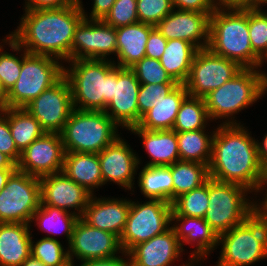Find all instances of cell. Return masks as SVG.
Listing matches in <instances>:
<instances>
[{"instance_id":"6da1fadb","label":"cell","mask_w":267,"mask_h":266,"mask_svg":"<svg viewBox=\"0 0 267 266\" xmlns=\"http://www.w3.org/2000/svg\"><path fill=\"white\" fill-rule=\"evenodd\" d=\"M209 178L235 183L251 192L264 190L265 169L260 164L257 139L243 125H220L214 131Z\"/></svg>"},{"instance_id":"7a4b0ae2","label":"cell","mask_w":267,"mask_h":266,"mask_svg":"<svg viewBox=\"0 0 267 266\" xmlns=\"http://www.w3.org/2000/svg\"><path fill=\"white\" fill-rule=\"evenodd\" d=\"M82 1L63 8L25 10L20 25L8 35L29 54L70 61L76 27L84 18Z\"/></svg>"},{"instance_id":"3957f363","label":"cell","mask_w":267,"mask_h":266,"mask_svg":"<svg viewBox=\"0 0 267 266\" xmlns=\"http://www.w3.org/2000/svg\"><path fill=\"white\" fill-rule=\"evenodd\" d=\"M64 68L72 92L73 108L84 111H104L114 97L116 62L97 59L67 61Z\"/></svg>"},{"instance_id":"277c9868","label":"cell","mask_w":267,"mask_h":266,"mask_svg":"<svg viewBox=\"0 0 267 266\" xmlns=\"http://www.w3.org/2000/svg\"><path fill=\"white\" fill-rule=\"evenodd\" d=\"M208 48L237 62L242 68L259 69L263 61L253 52L248 30V9L216 7L210 15Z\"/></svg>"},{"instance_id":"5b68a950","label":"cell","mask_w":267,"mask_h":266,"mask_svg":"<svg viewBox=\"0 0 267 266\" xmlns=\"http://www.w3.org/2000/svg\"><path fill=\"white\" fill-rule=\"evenodd\" d=\"M266 91L267 74L260 69L243 68L231 80L204 97L210 120L226 118L222 125H241L233 115L253 105Z\"/></svg>"},{"instance_id":"8992f818","label":"cell","mask_w":267,"mask_h":266,"mask_svg":"<svg viewBox=\"0 0 267 266\" xmlns=\"http://www.w3.org/2000/svg\"><path fill=\"white\" fill-rule=\"evenodd\" d=\"M12 51L23 50L22 66L18 80L6 93L4 107L25 108L44 90L52 87L64 76V66L59 59L47 55L29 54L10 36L2 40Z\"/></svg>"},{"instance_id":"52a82bcc","label":"cell","mask_w":267,"mask_h":266,"mask_svg":"<svg viewBox=\"0 0 267 266\" xmlns=\"http://www.w3.org/2000/svg\"><path fill=\"white\" fill-rule=\"evenodd\" d=\"M222 244L215 266H249L267 258V222L256 210L245 221L219 235Z\"/></svg>"},{"instance_id":"ba28073f","label":"cell","mask_w":267,"mask_h":266,"mask_svg":"<svg viewBox=\"0 0 267 266\" xmlns=\"http://www.w3.org/2000/svg\"><path fill=\"white\" fill-rule=\"evenodd\" d=\"M117 127L104 111L73 109L60 132L65 152L98 154L120 137Z\"/></svg>"},{"instance_id":"9c48e42d","label":"cell","mask_w":267,"mask_h":266,"mask_svg":"<svg viewBox=\"0 0 267 266\" xmlns=\"http://www.w3.org/2000/svg\"><path fill=\"white\" fill-rule=\"evenodd\" d=\"M247 192L251 193L239 184L208 179L209 205L204 220L218 236L241 224L257 210L258 201L249 200Z\"/></svg>"},{"instance_id":"30bf717a","label":"cell","mask_w":267,"mask_h":266,"mask_svg":"<svg viewBox=\"0 0 267 266\" xmlns=\"http://www.w3.org/2000/svg\"><path fill=\"white\" fill-rule=\"evenodd\" d=\"M172 204L162 200L134 202L131 200L125 229L120 237L122 250L128 253L134 246L164 233L172 225Z\"/></svg>"},{"instance_id":"8fae6325","label":"cell","mask_w":267,"mask_h":266,"mask_svg":"<svg viewBox=\"0 0 267 266\" xmlns=\"http://www.w3.org/2000/svg\"><path fill=\"white\" fill-rule=\"evenodd\" d=\"M40 203L39 178L16 169L0 191V223L31 224Z\"/></svg>"},{"instance_id":"7c38bea8","label":"cell","mask_w":267,"mask_h":266,"mask_svg":"<svg viewBox=\"0 0 267 266\" xmlns=\"http://www.w3.org/2000/svg\"><path fill=\"white\" fill-rule=\"evenodd\" d=\"M242 69L237 62L221 57L209 48H203L196 52L184 86L189 96L204 98Z\"/></svg>"},{"instance_id":"4fadbf2b","label":"cell","mask_w":267,"mask_h":266,"mask_svg":"<svg viewBox=\"0 0 267 266\" xmlns=\"http://www.w3.org/2000/svg\"><path fill=\"white\" fill-rule=\"evenodd\" d=\"M25 109L35 117L48 133H60L73 108L70 84L63 76L52 87L44 90Z\"/></svg>"},{"instance_id":"5bb4252c","label":"cell","mask_w":267,"mask_h":266,"mask_svg":"<svg viewBox=\"0 0 267 266\" xmlns=\"http://www.w3.org/2000/svg\"><path fill=\"white\" fill-rule=\"evenodd\" d=\"M117 53L116 28L103 20L83 18L75 29L70 61L79 59L106 60Z\"/></svg>"},{"instance_id":"9a60e30c","label":"cell","mask_w":267,"mask_h":266,"mask_svg":"<svg viewBox=\"0 0 267 266\" xmlns=\"http://www.w3.org/2000/svg\"><path fill=\"white\" fill-rule=\"evenodd\" d=\"M67 250L72 264H75L74 256L81 262L91 259L111 258L119 253L128 257V253L122 250L118 236L90 226L81 217L74 226Z\"/></svg>"},{"instance_id":"2e32d148","label":"cell","mask_w":267,"mask_h":266,"mask_svg":"<svg viewBox=\"0 0 267 266\" xmlns=\"http://www.w3.org/2000/svg\"><path fill=\"white\" fill-rule=\"evenodd\" d=\"M64 158L65 149L60 133L46 132L21 152L17 169L41 178L61 172Z\"/></svg>"},{"instance_id":"e0dca14e","label":"cell","mask_w":267,"mask_h":266,"mask_svg":"<svg viewBox=\"0 0 267 266\" xmlns=\"http://www.w3.org/2000/svg\"><path fill=\"white\" fill-rule=\"evenodd\" d=\"M140 82L131 68H114V97L104 112L118 125L129 130L139 123L137 97Z\"/></svg>"},{"instance_id":"ac0fdd59","label":"cell","mask_w":267,"mask_h":266,"mask_svg":"<svg viewBox=\"0 0 267 266\" xmlns=\"http://www.w3.org/2000/svg\"><path fill=\"white\" fill-rule=\"evenodd\" d=\"M211 14L173 9L155 27L167 40H184L200 50L208 48Z\"/></svg>"},{"instance_id":"d6986e66","label":"cell","mask_w":267,"mask_h":266,"mask_svg":"<svg viewBox=\"0 0 267 266\" xmlns=\"http://www.w3.org/2000/svg\"><path fill=\"white\" fill-rule=\"evenodd\" d=\"M41 205H49L82 217L92 194L63 171L39 178ZM70 209V210H69ZM78 211V212H77Z\"/></svg>"},{"instance_id":"ffe728a7","label":"cell","mask_w":267,"mask_h":266,"mask_svg":"<svg viewBox=\"0 0 267 266\" xmlns=\"http://www.w3.org/2000/svg\"><path fill=\"white\" fill-rule=\"evenodd\" d=\"M103 185L113 182L124 189H133L135 172L140 165L139 156L126 141L118 137L98 153Z\"/></svg>"},{"instance_id":"44dd1931","label":"cell","mask_w":267,"mask_h":266,"mask_svg":"<svg viewBox=\"0 0 267 266\" xmlns=\"http://www.w3.org/2000/svg\"><path fill=\"white\" fill-rule=\"evenodd\" d=\"M183 252L174 229L170 226L164 233L159 234L134 246L127 259L129 266H173Z\"/></svg>"},{"instance_id":"7402d4cb","label":"cell","mask_w":267,"mask_h":266,"mask_svg":"<svg viewBox=\"0 0 267 266\" xmlns=\"http://www.w3.org/2000/svg\"><path fill=\"white\" fill-rule=\"evenodd\" d=\"M94 196L90 198L81 218L90 226L120 238L126 226L131 200Z\"/></svg>"},{"instance_id":"603a6c76","label":"cell","mask_w":267,"mask_h":266,"mask_svg":"<svg viewBox=\"0 0 267 266\" xmlns=\"http://www.w3.org/2000/svg\"><path fill=\"white\" fill-rule=\"evenodd\" d=\"M171 221H173L172 223L175 221V224L177 223L176 225L173 224L171 227L174 229L183 251V245L185 243L191 245L192 243H194L193 245L196 243V249L191 253L196 255L208 256L212 250L217 249L215 247L219 245V236L204 220V218L171 216Z\"/></svg>"},{"instance_id":"cb8c5ba5","label":"cell","mask_w":267,"mask_h":266,"mask_svg":"<svg viewBox=\"0 0 267 266\" xmlns=\"http://www.w3.org/2000/svg\"><path fill=\"white\" fill-rule=\"evenodd\" d=\"M30 226L0 223V266H20L31 255Z\"/></svg>"},{"instance_id":"d4e9b609","label":"cell","mask_w":267,"mask_h":266,"mask_svg":"<svg viewBox=\"0 0 267 266\" xmlns=\"http://www.w3.org/2000/svg\"><path fill=\"white\" fill-rule=\"evenodd\" d=\"M142 138L151 160L146 166H169L179 161L177 132L174 130H146L138 126L129 129Z\"/></svg>"},{"instance_id":"484cf974","label":"cell","mask_w":267,"mask_h":266,"mask_svg":"<svg viewBox=\"0 0 267 266\" xmlns=\"http://www.w3.org/2000/svg\"><path fill=\"white\" fill-rule=\"evenodd\" d=\"M155 26L137 22L116 28L118 67L131 68L145 57L146 43Z\"/></svg>"},{"instance_id":"4316f807","label":"cell","mask_w":267,"mask_h":266,"mask_svg":"<svg viewBox=\"0 0 267 266\" xmlns=\"http://www.w3.org/2000/svg\"><path fill=\"white\" fill-rule=\"evenodd\" d=\"M62 171L92 195L95 188L103 185L97 153L65 152Z\"/></svg>"},{"instance_id":"83f0119b","label":"cell","mask_w":267,"mask_h":266,"mask_svg":"<svg viewBox=\"0 0 267 266\" xmlns=\"http://www.w3.org/2000/svg\"><path fill=\"white\" fill-rule=\"evenodd\" d=\"M188 96L184 84H179L163 100L147 111L138 123L146 130H172L181 103Z\"/></svg>"},{"instance_id":"f1b7e54d","label":"cell","mask_w":267,"mask_h":266,"mask_svg":"<svg viewBox=\"0 0 267 266\" xmlns=\"http://www.w3.org/2000/svg\"><path fill=\"white\" fill-rule=\"evenodd\" d=\"M197 51L198 49L187 41L171 39L167 40L166 48L159 60L174 81L184 84Z\"/></svg>"},{"instance_id":"f546056e","label":"cell","mask_w":267,"mask_h":266,"mask_svg":"<svg viewBox=\"0 0 267 266\" xmlns=\"http://www.w3.org/2000/svg\"><path fill=\"white\" fill-rule=\"evenodd\" d=\"M0 111L8 118L12 137L20 152L46 133L40 122L25 108L1 107Z\"/></svg>"},{"instance_id":"4dcf8cb0","label":"cell","mask_w":267,"mask_h":266,"mask_svg":"<svg viewBox=\"0 0 267 266\" xmlns=\"http://www.w3.org/2000/svg\"><path fill=\"white\" fill-rule=\"evenodd\" d=\"M141 193L151 200L173 203V180L168 166H144L139 173Z\"/></svg>"},{"instance_id":"1f68e13d","label":"cell","mask_w":267,"mask_h":266,"mask_svg":"<svg viewBox=\"0 0 267 266\" xmlns=\"http://www.w3.org/2000/svg\"><path fill=\"white\" fill-rule=\"evenodd\" d=\"M79 218L75 210L74 212H67L57 207L40 204L37 211L33 214L31 222H37L36 225L39 226L40 230L53 235L52 237L47 235V238L57 239L54 238V235L61 234L62 230V233L67 237L69 245L74 226Z\"/></svg>"},{"instance_id":"d6a6232c","label":"cell","mask_w":267,"mask_h":266,"mask_svg":"<svg viewBox=\"0 0 267 266\" xmlns=\"http://www.w3.org/2000/svg\"><path fill=\"white\" fill-rule=\"evenodd\" d=\"M168 167L173 180V201L180 195L201 187L209 179L206 164L179 160Z\"/></svg>"},{"instance_id":"836d02e7","label":"cell","mask_w":267,"mask_h":266,"mask_svg":"<svg viewBox=\"0 0 267 266\" xmlns=\"http://www.w3.org/2000/svg\"><path fill=\"white\" fill-rule=\"evenodd\" d=\"M205 129L187 132H177L179 158L181 161H192L209 166L212 158L211 135L205 133Z\"/></svg>"},{"instance_id":"e575fe53","label":"cell","mask_w":267,"mask_h":266,"mask_svg":"<svg viewBox=\"0 0 267 266\" xmlns=\"http://www.w3.org/2000/svg\"><path fill=\"white\" fill-rule=\"evenodd\" d=\"M208 121L211 120L204 98L188 95L180 105L172 130L187 132L206 129Z\"/></svg>"},{"instance_id":"d590c367","label":"cell","mask_w":267,"mask_h":266,"mask_svg":"<svg viewBox=\"0 0 267 266\" xmlns=\"http://www.w3.org/2000/svg\"><path fill=\"white\" fill-rule=\"evenodd\" d=\"M209 205L208 180L201 187L186 192L172 203L171 216L204 218Z\"/></svg>"},{"instance_id":"8d00e7d4","label":"cell","mask_w":267,"mask_h":266,"mask_svg":"<svg viewBox=\"0 0 267 266\" xmlns=\"http://www.w3.org/2000/svg\"><path fill=\"white\" fill-rule=\"evenodd\" d=\"M64 250L63 245L57 239L45 236L37 242L31 240V256L45 266H67L70 260L68 250Z\"/></svg>"},{"instance_id":"74e56055","label":"cell","mask_w":267,"mask_h":266,"mask_svg":"<svg viewBox=\"0 0 267 266\" xmlns=\"http://www.w3.org/2000/svg\"><path fill=\"white\" fill-rule=\"evenodd\" d=\"M248 9V30L253 52L263 61L267 56V12Z\"/></svg>"},{"instance_id":"f35d334b","label":"cell","mask_w":267,"mask_h":266,"mask_svg":"<svg viewBox=\"0 0 267 266\" xmlns=\"http://www.w3.org/2000/svg\"><path fill=\"white\" fill-rule=\"evenodd\" d=\"M131 69L140 84L177 83L170 77L159 59L143 57Z\"/></svg>"},{"instance_id":"ab89813d","label":"cell","mask_w":267,"mask_h":266,"mask_svg":"<svg viewBox=\"0 0 267 266\" xmlns=\"http://www.w3.org/2000/svg\"><path fill=\"white\" fill-rule=\"evenodd\" d=\"M178 83L141 84L137 97L139 122L141 117L172 92Z\"/></svg>"},{"instance_id":"60d3db41","label":"cell","mask_w":267,"mask_h":266,"mask_svg":"<svg viewBox=\"0 0 267 266\" xmlns=\"http://www.w3.org/2000/svg\"><path fill=\"white\" fill-rule=\"evenodd\" d=\"M103 21L114 28L139 22L137 0H116Z\"/></svg>"},{"instance_id":"b9f144b4","label":"cell","mask_w":267,"mask_h":266,"mask_svg":"<svg viewBox=\"0 0 267 266\" xmlns=\"http://www.w3.org/2000/svg\"><path fill=\"white\" fill-rule=\"evenodd\" d=\"M171 0H137L139 22L156 26L172 10Z\"/></svg>"},{"instance_id":"7bdbcfd3","label":"cell","mask_w":267,"mask_h":266,"mask_svg":"<svg viewBox=\"0 0 267 266\" xmlns=\"http://www.w3.org/2000/svg\"><path fill=\"white\" fill-rule=\"evenodd\" d=\"M4 45H0V81L3 90L7 93L19 78L22 66V52L18 58L15 54L2 51Z\"/></svg>"},{"instance_id":"ee69618b","label":"cell","mask_w":267,"mask_h":266,"mask_svg":"<svg viewBox=\"0 0 267 266\" xmlns=\"http://www.w3.org/2000/svg\"><path fill=\"white\" fill-rule=\"evenodd\" d=\"M0 152L8 156L16 165L21 152L17 149L9 127L8 118L0 111Z\"/></svg>"},{"instance_id":"f6af8a7d","label":"cell","mask_w":267,"mask_h":266,"mask_svg":"<svg viewBox=\"0 0 267 266\" xmlns=\"http://www.w3.org/2000/svg\"><path fill=\"white\" fill-rule=\"evenodd\" d=\"M174 9L196 11L200 13H213L216 0H171Z\"/></svg>"},{"instance_id":"bcb514c9","label":"cell","mask_w":267,"mask_h":266,"mask_svg":"<svg viewBox=\"0 0 267 266\" xmlns=\"http://www.w3.org/2000/svg\"><path fill=\"white\" fill-rule=\"evenodd\" d=\"M167 45V39L154 27L146 43L145 57L160 59Z\"/></svg>"},{"instance_id":"7dc6e473","label":"cell","mask_w":267,"mask_h":266,"mask_svg":"<svg viewBox=\"0 0 267 266\" xmlns=\"http://www.w3.org/2000/svg\"><path fill=\"white\" fill-rule=\"evenodd\" d=\"M79 0H26L24 10H38L49 8H63L74 5Z\"/></svg>"},{"instance_id":"c3c4849f","label":"cell","mask_w":267,"mask_h":266,"mask_svg":"<svg viewBox=\"0 0 267 266\" xmlns=\"http://www.w3.org/2000/svg\"><path fill=\"white\" fill-rule=\"evenodd\" d=\"M216 5L224 9H261L262 0H216Z\"/></svg>"},{"instance_id":"681fc988","label":"cell","mask_w":267,"mask_h":266,"mask_svg":"<svg viewBox=\"0 0 267 266\" xmlns=\"http://www.w3.org/2000/svg\"><path fill=\"white\" fill-rule=\"evenodd\" d=\"M115 1L116 0H94L92 6L93 8L89 17L83 9L84 18L91 20H103L105 16L109 13Z\"/></svg>"},{"instance_id":"f907efd6","label":"cell","mask_w":267,"mask_h":266,"mask_svg":"<svg viewBox=\"0 0 267 266\" xmlns=\"http://www.w3.org/2000/svg\"><path fill=\"white\" fill-rule=\"evenodd\" d=\"M80 266H129V260H125L117 255L106 259H91L82 261Z\"/></svg>"},{"instance_id":"816d5d0a","label":"cell","mask_w":267,"mask_h":266,"mask_svg":"<svg viewBox=\"0 0 267 266\" xmlns=\"http://www.w3.org/2000/svg\"><path fill=\"white\" fill-rule=\"evenodd\" d=\"M258 158L264 169L267 168V134L263 137L262 142L257 140Z\"/></svg>"},{"instance_id":"f5cc1de1","label":"cell","mask_w":267,"mask_h":266,"mask_svg":"<svg viewBox=\"0 0 267 266\" xmlns=\"http://www.w3.org/2000/svg\"><path fill=\"white\" fill-rule=\"evenodd\" d=\"M0 169H17V165L8 156L0 152Z\"/></svg>"},{"instance_id":"db71d44e","label":"cell","mask_w":267,"mask_h":266,"mask_svg":"<svg viewBox=\"0 0 267 266\" xmlns=\"http://www.w3.org/2000/svg\"><path fill=\"white\" fill-rule=\"evenodd\" d=\"M16 169H0V191L5 187L11 174Z\"/></svg>"},{"instance_id":"11a10c76","label":"cell","mask_w":267,"mask_h":266,"mask_svg":"<svg viewBox=\"0 0 267 266\" xmlns=\"http://www.w3.org/2000/svg\"><path fill=\"white\" fill-rule=\"evenodd\" d=\"M265 185H267V177H266V180H265ZM266 192H267V190H266ZM265 195H266V197L262 199V200H264V201H262V203H261V202L259 203L261 206L258 204V206H257V210H258L264 217H267V193H266Z\"/></svg>"},{"instance_id":"9f6ffc18","label":"cell","mask_w":267,"mask_h":266,"mask_svg":"<svg viewBox=\"0 0 267 266\" xmlns=\"http://www.w3.org/2000/svg\"><path fill=\"white\" fill-rule=\"evenodd\" d=\"M20 266H45V265L38 259L30 255Z\"/></svg>"},{"instance_id":"6f0895ef","label":"cell","mask_w":267,"mask_h":266,"mask_svg":"<svg viewBox=\"0 0 267 266\" xmlns=\"http://www.w3.org/2000/svg\"><path fill=\"white\" fill-rule=\"evenodd\" d=\"M205 257V258H204ZM207 256L205 255H196V254H191V258L189 259L190 262H188L187 264H182V266H195L194 263L199 262V260H203L206 259ZM203 258V259H202ZM180 266V265H179Z\"/></svg>"},{"instance_id":"680465c9","label":"cell","mask_w":267,"mask_h":266,"mask_svg":"<svg viewBox=\"0 0 267 266\" xmlns=\"http://www.w3.org/2000/svg\"><path fill=\"white\" fill-rule=\"evenodd\" d=\"M5 96H6V92L3 90V87L0 81V108L4 107Z\"/></svg>"},{"instance_id":"91938a15","label":"cell","mask_w":267,"mask_h":266,"mask_svg":"<svg viewBox=\"0 0 267 266\" xmlns=\"http://www.w3.org/2000/svg\"><path fill=\"white\" fill-rule=\"evenodd\" d=\"M262 4H267V0H262Z\"/></svg>"},{"instance_id":"94428289","label":"cell","mask_w":267,"mask_h":266,"mask_svg":"<svg viewBox=\"0 0 267 266\" xmlns=\"http://www.w3.org/2000/svg\"><path fill=\"white\" fill-rule=\"evenodd\" d=\"M264 60H265V63H266V61H267V56L263 59V62H262V63H264Z\"/></svg>"},{"instance_id":"6125c7cd","label":"cell","mask_w":267,"mask_h":266,"mask_svg":"<svg viewBox=\"0 0 267 266\" xmlns=\"http://www.w3.org/2000/svg\"><path fill=\"white\" fill-rule=\"evenodd\" d=\"M67 266H75V265L70 262Z\"/></svg>"},{"instance_id":"be15d7a7","label":"cell","mask_w":267,"mask_h":266,"mask_svg":"<svg viewBox=\"0 0 267 266\" xmlns=\"http://www.w3.org/2000/svg\"><path fill=\"white\" fill-rule=\"evenodd\" d=\"M265 177H267V168L265 169Z\"/></svg>"}]
</instances>
